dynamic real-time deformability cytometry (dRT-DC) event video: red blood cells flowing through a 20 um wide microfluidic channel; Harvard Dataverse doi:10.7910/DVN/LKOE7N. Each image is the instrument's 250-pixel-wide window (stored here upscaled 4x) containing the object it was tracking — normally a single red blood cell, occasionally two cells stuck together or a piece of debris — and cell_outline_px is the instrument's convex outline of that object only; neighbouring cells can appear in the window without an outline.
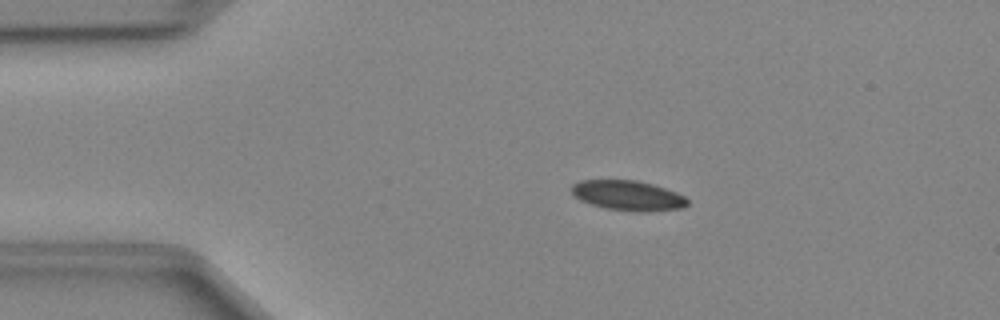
{"species": "Egyptian fruit bat (a non-hibernating species)", "species_latin": "Rousettus aegyptiacus", "temperature_condition": "cold", "stored_images_in_passage": 41, "camera_frame_rate_fps": 3000, "um_per_image_px": 0.085, "animal": {"sex": "female"}, "frame": {"image": 1, "passage_image": 2, "time_ms": 0.333, "image_size_px": [1000, 320], "cell_outline_px": [[688, 204], [680, 208], [648, 212], [640, 212], [608, 208], [592, 204], [580, 200], [572, 192], [572, 184], [580, 180], [636, 180], [652, 184], [676, 192], [684, 196], [688, 200]], "centroid_in_image_um": [53.38, 16.61], "position_along_channel_um": 31.6, "area_um2": 20.0}}
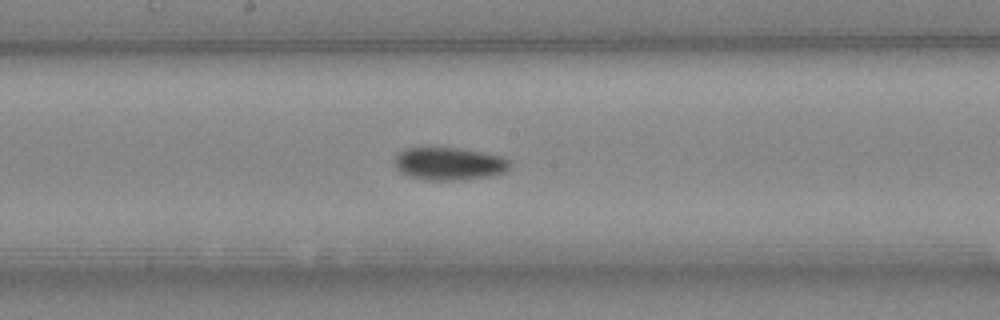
{"frame": {"image": 2, "passage_image": 18, "time_ms": 5.667, "image_size_px": [1000, 320], "cell_outline_px": [[512, 164], [508, 172], [496, 176], [464, 180], [424, 180], [408, 176], [400, 172], [396, 168], [392, 160], [396, 152], [404, 148], [460, 148], [504, 156], [512, 160]], "centroid_in_image_um": [38.22, 13.93], "position_along_channel_um": 210.0, "area_um2": 22.89}}
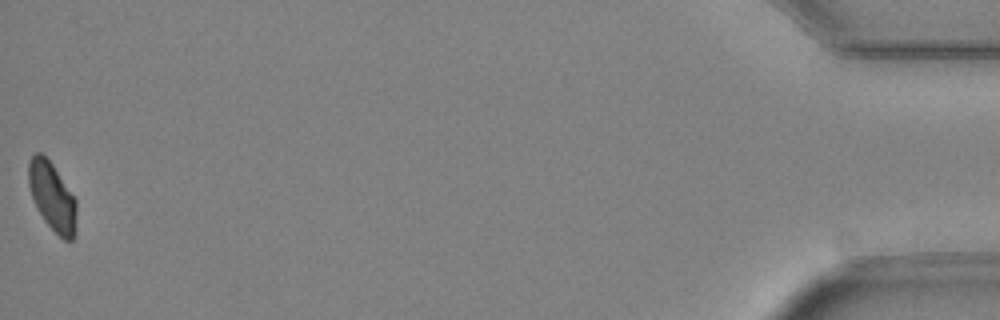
{"frame": {"image": 3, "passage_image": 41, "time_ms": 13.333, "image_size_px": [1000, 320], "cell_outline_px": [[76, 228], [72, 240], [64, 240], [44, 220], [32, 200], [28, 184], [28, 164], [32, 156], [36, 152], [40, 152], [52, 164], [76, 200]], "centroid_in_image_um": [4.42, 16.71], "position_along_channel_um": 430.8, "area_um2": 18.9}}